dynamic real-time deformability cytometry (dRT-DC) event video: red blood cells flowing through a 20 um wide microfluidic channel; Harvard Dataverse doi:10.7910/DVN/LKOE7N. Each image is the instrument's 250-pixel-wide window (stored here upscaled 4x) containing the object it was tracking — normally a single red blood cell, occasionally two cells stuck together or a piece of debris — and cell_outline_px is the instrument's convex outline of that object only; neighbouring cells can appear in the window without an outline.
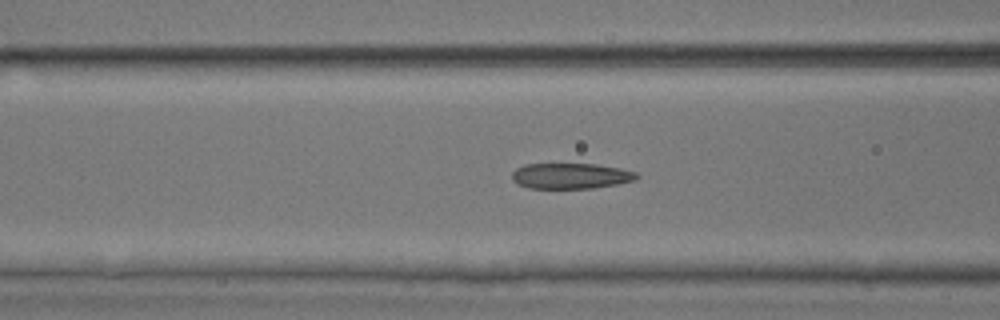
{"species": "common noctule bat (a hibernating species)", "species_latin": "Nyctalus noctula", "temperature_condition": "room temperature", "stored_images_in_passage": 26, "camera_frame_rate_fps": 3000, "um_per_image_px": 0.085, "animal": {"sex": "male", "body_mass_g": 17.9, "forearm_length_mm": 54.2}, "frame": {"image": 1, "passage_image": 22, "time_ms": 7.0, "image_size_px": [1000, 320], "cell_outline_px": [[640, 176], [636, 180], [616, 184], [592, 188], [528, 188], [516, 184], [512, 180], [512, 172], [516, 168], [524, 164], [596, 164], [620, 168], [636, 172]], "centroid_in_image_um": [48.49, 14.95], "position_along_channel_um": 118.1, "area_um2": 18.73}}
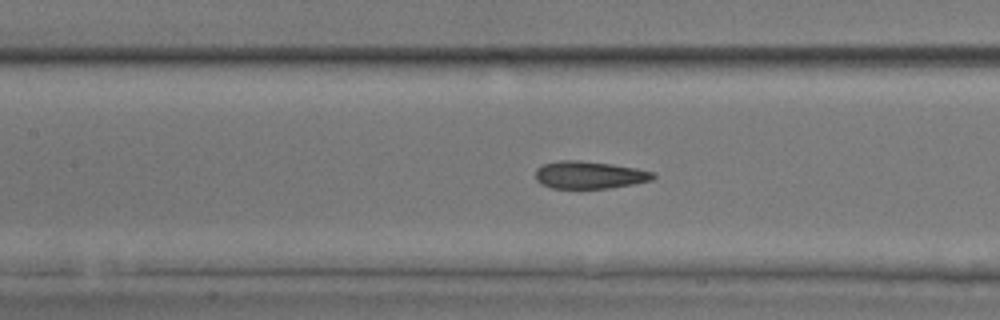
{"frame": {"image": 2, "passage_image": 25, "time_ms": 8.0, "image_size_px": [1000, 320], "cell_outline_px": [[656, 176], [652, 180], [632, 184], [608, 188], [552, 188], [540, 184], [536, 180], [536, 168], [544, 164], [560, 160], [580, 160], [612, 164], [636, 168], [652, 172]], "centroid_in_image_um": [50.07, 14.86], "position_along_channel_um": 157.3, "area_um2": 18.79}}